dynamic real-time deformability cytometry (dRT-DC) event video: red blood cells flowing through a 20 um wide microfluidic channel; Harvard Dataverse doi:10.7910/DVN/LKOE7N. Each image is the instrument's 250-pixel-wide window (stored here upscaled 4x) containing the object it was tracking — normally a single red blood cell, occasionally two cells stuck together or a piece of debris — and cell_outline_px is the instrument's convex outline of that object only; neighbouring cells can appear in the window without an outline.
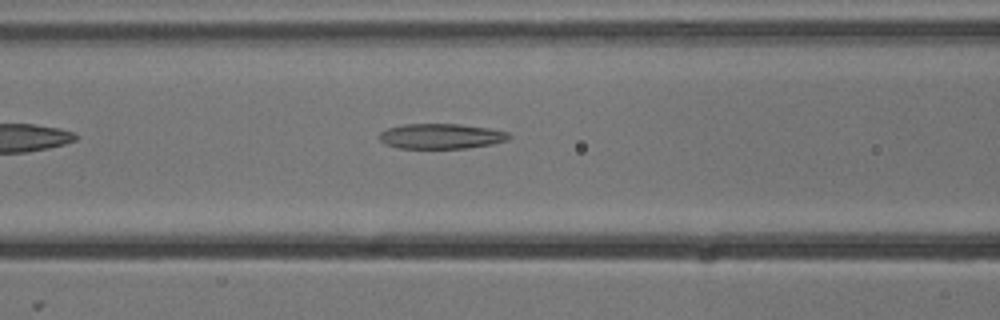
{"species": "common noctule bat (a hibernating species)", "species_latin": "Nyctalus noctula", "temperature_condition": "cold", "stored_images_in_passage": 4, "camera_frame_rate_fps": 3000, "um_per_image_px": 0.085, "animal": {"sex": "male", "body_mass_g": 13.3}, "frame": {"image": 1, "passage_image": 4, "time_ms": 1.0, "image_size_px": [1000, 320], "cell_outline_px": [[512, 136], [508, 140], [492, 144], [468, 148], [396, 148], [384, 144], [380, 140], [380, 132], [388, 128], [404, 124], [460, 124], [488, 128], [508, 132]], "centroid_in_image_um": [37.5, 11.58], "position_along_channel_um": 129.1, "area_um2": 19.07}}